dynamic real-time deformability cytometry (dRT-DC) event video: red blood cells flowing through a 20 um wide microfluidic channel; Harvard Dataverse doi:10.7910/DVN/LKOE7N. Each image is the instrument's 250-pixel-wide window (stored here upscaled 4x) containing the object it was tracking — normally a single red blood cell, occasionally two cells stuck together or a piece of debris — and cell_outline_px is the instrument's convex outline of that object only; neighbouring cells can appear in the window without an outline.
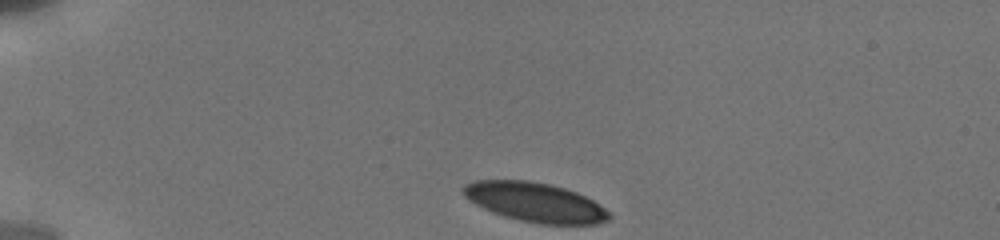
{"species": "human", "species_latin": "Homo sapiens", "temperature_condition": "cold", "stored_images_in_passage": 9, "camera_frame_rate_fps": 3000, "um_per_image_px": 0.085, "donor": {"sex": "male"}, "frame": {"image": 1, "passage_image": 1, "time_ms": 0.0, "image_size_px": [1000, 240], "cell_outline_px": [[612, 216], [608, 220], [596, 224], [540, 224], [520, 220], [504, 216], [492, 212], [476, 204], [464, 196], [464, 184], [472, 180], [528, 180], [548, 184], [564, 188], [576, 192], [592, 200], [604, 208]], "centroid_in_image_um": [45.48, 17.19], "position_along_channel_um": 39.5, "area_um2": 33.18}}